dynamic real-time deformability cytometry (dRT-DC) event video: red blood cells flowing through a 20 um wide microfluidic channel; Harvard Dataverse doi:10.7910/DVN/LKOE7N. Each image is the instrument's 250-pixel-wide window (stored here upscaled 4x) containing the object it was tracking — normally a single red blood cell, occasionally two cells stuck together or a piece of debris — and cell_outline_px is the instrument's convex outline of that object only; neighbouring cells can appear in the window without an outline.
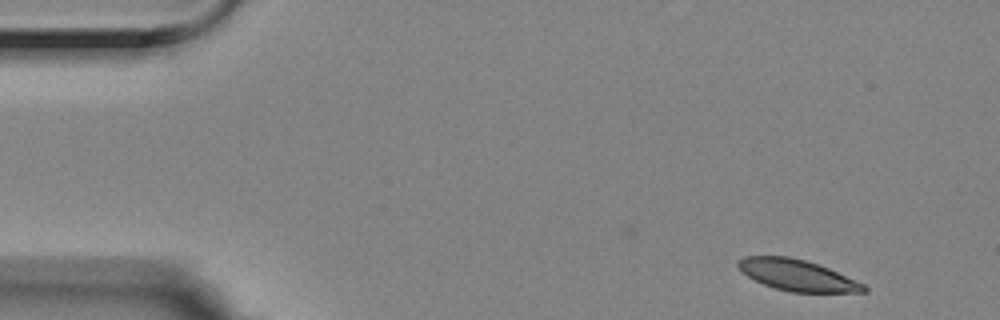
{"species": "Egyptian fruit bat (a non-hibernating species)", "species_latin": "Rousettus aegyptiacus", "temperature_condition": "room temperature", "stored_images_in_passage": 5, "camera_frame_rate_fps": 3000, "um_per_image_px": 0.085, "animal": {"sex": "female"}, "frame": {"image": 1, "passage_image": 1, "time_ms": 0.0, "image_size_px": [1000, 320], "cell_outline_px": [[868, 292], [792, 292], [776, 288], [764, 284], [740, 272], [736, 264], [736, 260], [744, 256], [788, 256], [804, 260], [828, 268], [864, 284], [868, 288]], "centroid_in_image_um": [67.72, 23.38], "position_along_channel_um": 17.3, "area_um2": 22.66}}